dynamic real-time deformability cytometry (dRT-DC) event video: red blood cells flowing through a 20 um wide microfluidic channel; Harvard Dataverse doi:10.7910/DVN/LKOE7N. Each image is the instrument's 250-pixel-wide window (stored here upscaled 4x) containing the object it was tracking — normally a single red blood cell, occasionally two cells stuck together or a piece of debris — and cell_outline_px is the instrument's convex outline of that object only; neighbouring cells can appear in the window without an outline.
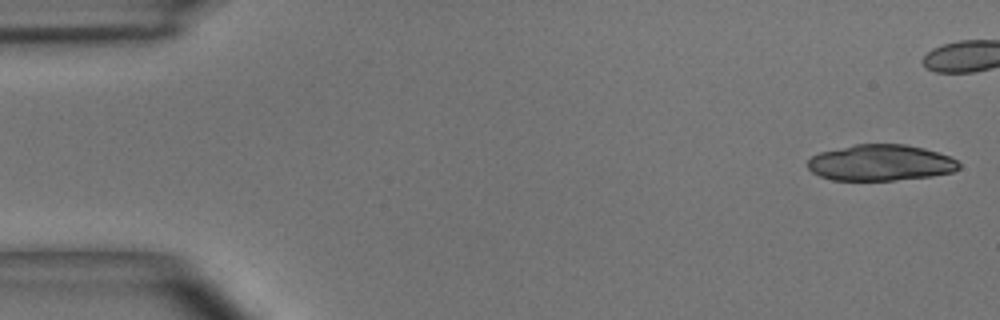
{"species": "common noctule bat (a hibernating species)", "species_latin": "Nyctalus noctula", "temperature_condition": "room temperature", "stored_images_in_passage": 37, "camera_frame_rate_fps": 3000, "um_per_image_px": 0.085, "animal": {"sex": "male", "body_mass_g": 15.6}, "frame": {"image": 1, "passage_image": 1, "time_ms": 0.0, "image_size_px": [1000, 320], "cell_outline_px": [[960, 168], [952, 172], [932, 176], [892, 180], [832, 180], [820, 176], [812, 172], [808, 168], [808, 160], [812, 156], [820, 152], [856, 144], [904, 144], [924, 148], [952, 156], [960, 164]], "centroid_in_image_um": [74.87, 13.83], "position_along_channel_um": 10.1, "area_um2": 31.85}}